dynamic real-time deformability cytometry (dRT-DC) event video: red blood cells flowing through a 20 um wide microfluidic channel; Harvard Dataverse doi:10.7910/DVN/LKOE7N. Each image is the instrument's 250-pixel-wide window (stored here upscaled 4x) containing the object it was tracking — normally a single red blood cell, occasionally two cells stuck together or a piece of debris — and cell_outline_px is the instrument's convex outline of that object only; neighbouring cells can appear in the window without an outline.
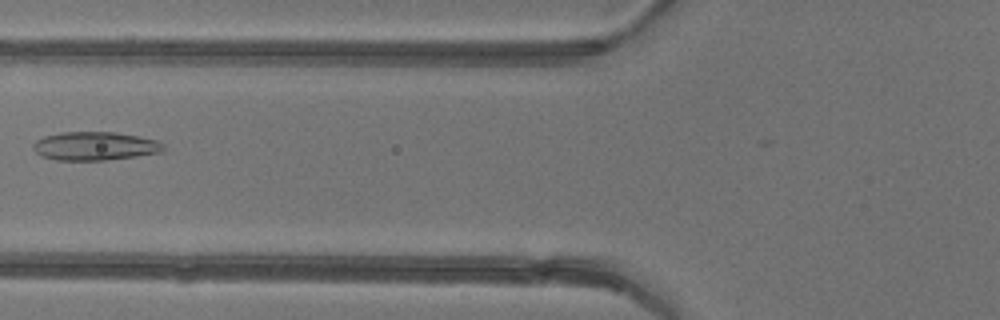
{"species": "common noctule bat (a hibernating species)", "species_latin": "Nyctalus noctula", "temperature_condition": "warm", "stored_images_in_passage": 3, "camera_frame_rate_fps": 3000, "um_per_image_px": 0.085, "animal": {"sex": "female"}, "frame": {"image": 1, "passage_image": 3, "time_ms": 2.0, "image_size_px": [1000, 320], "cell_outline_px": [[164, 152], [136, 156], [104, 160], [56, 160], [40, 156], [32, 148], [32, 144], [36, 140], [44, 136], [60, 132], [116, 132], [156, 140], [164, 144]], "centroid_in_image_um": [8.04, 12.41], "position_along_channel_um": 117.8, "area_um2": 21.73}}